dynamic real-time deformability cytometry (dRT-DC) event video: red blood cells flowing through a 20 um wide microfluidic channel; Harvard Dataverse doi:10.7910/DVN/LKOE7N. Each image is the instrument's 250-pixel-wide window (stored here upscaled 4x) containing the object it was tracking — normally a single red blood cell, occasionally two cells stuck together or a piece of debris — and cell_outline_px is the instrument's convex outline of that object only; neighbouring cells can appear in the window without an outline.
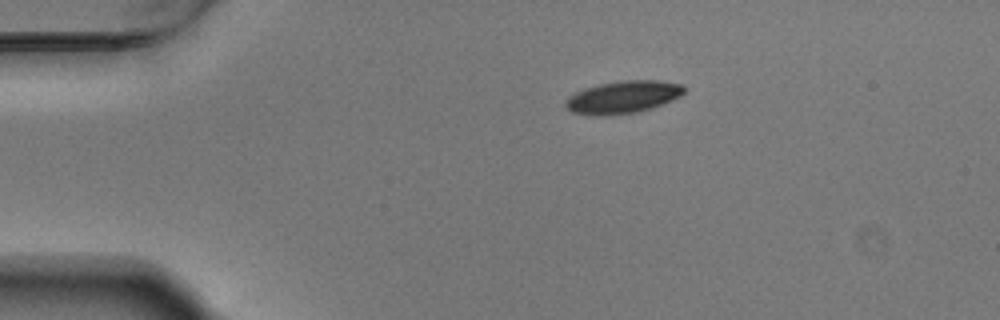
{"species": "Egyptian fruit bat (a non-hibernating species)", "species_latin": "Rousettus aegyptiacus", "temperature_condition": "warm", "stored_images_in_passage": 45, "camera_frame_rate_fps": 3000, "um_per_image_px": 0.085, "animal": {"sex": "male"}, "frame": {"image": 1, "passage_image": 1, "time_ms": 0.0, "image_size_px": [1000, 320], "cell_outline_px": [[684, 92], [680, 96], [660, 104], [636, 112], [572, 112], [564, 104], [576, 92], [600, 84], [624, 80], [660, 80], [680, 84], [684, 88]], "centroid_in_image_um": [53.04, 8.18], "position_along_channel_um": 32.0, "area_um2": 20.81}}
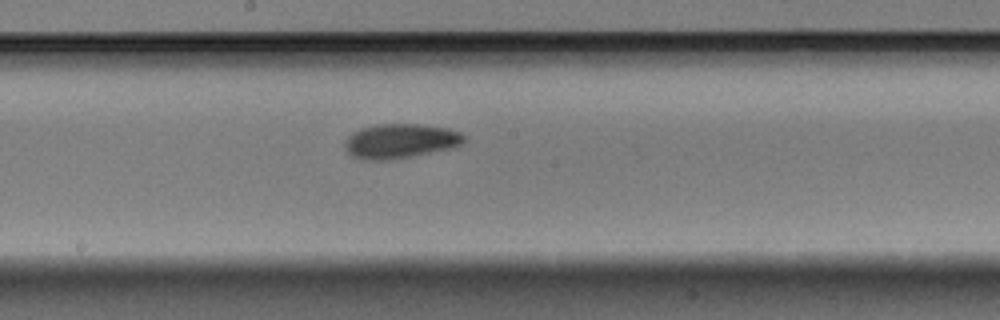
{"frame": {"image": 2, "passage_image": 20, "time_ms": 6.333, "image_size_px": [1000, 320], "cell_outline_px": [[464, 140], [460, 144], [452, 148], [392, 160], [364, 160], [352, 156], [348, 152], [344, 144], [348, 136], [352, 132], [360, 128], [376, 124], [416, 124], [448, 128], [460, 132], [464, 136]], "centroid_in_image_um": [33.99, 11.99], "position_along_channel_um": 214.2, "area_um2": 23.99}}
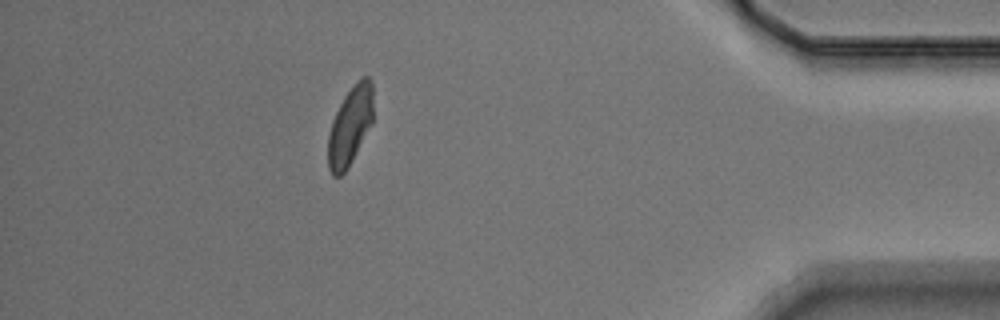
{"frame": {"image": 3, "passage_image": 39, "time_ms": 12.667, "image_size_px": [1000, 320], "cell_outline_px": [[372, 120], [344, 172], [340, 176], [332, 176], [328, 168], [328, 136], [332, 120], [344, 96], [356, 80], [364, 76], [368, 76], [372, 80]], "centroid_in_image_um": [29.73, 10.64], "position_along_channel_um": 405.5, "area_um2": 20.06}, "authors_computed_cell_mechanics": {"area_um2": 22.3108, "velocity_mm_per_s": 3.7044, "shape_relaxation_time_tau1_ms": 2.8692, "shape_relaxation_time_tau2_ms": 5.5636, "deformation_change_tau1": 0.1212, "deformation_change_tau2": 0.0935}}